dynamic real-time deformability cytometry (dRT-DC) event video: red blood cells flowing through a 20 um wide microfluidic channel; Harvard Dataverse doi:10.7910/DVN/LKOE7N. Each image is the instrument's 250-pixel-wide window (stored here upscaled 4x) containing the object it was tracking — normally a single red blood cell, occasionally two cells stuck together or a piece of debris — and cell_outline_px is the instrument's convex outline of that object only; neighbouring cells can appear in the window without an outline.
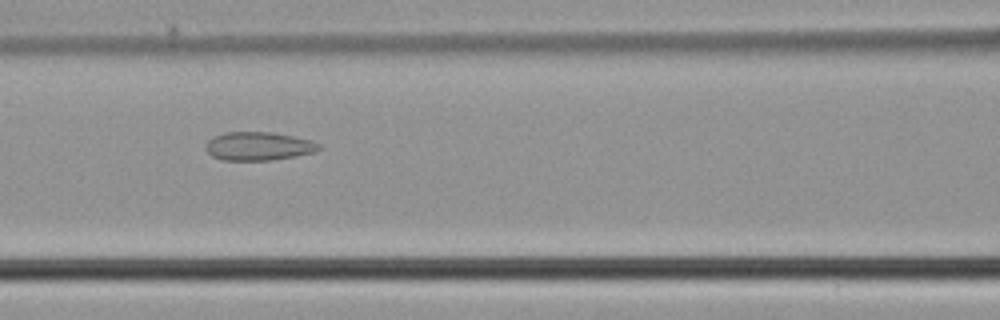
{"species": "common noctule bat (a hibernating species)", "species_latin": "Nyctalus noctula", "temperature_condition": "cold", "stored_images_in_passage": 50, "camera_frame_rate_fps": 3000, "um_per_image_px": 0.085, "animal": {"sex": "male", "body_mass_g": 21.5, "forearm_length_mm": 52.0}, "frame": {"image": 1, "passage_image": 22, "time_ms": 7.0, "image_size_px": [1000, 320], "cell_outline_px": [[320, 148], [316, 152], [296, 156], [272, 160], [224, 160], [212, 156], [204, 148], [204, 144], [212, 136], [224, 132], [272, 132], [292, 136], [308, 140], [320, 144]], "centroid_in_image_um": [21.92, 12.42], "position_along_channel_um": 144.7, "area_um2": 18.84}}
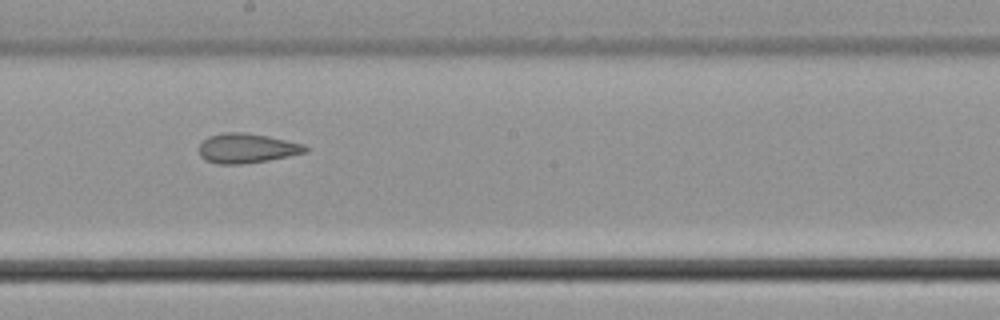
{"frame": {"image": 2, "passage_image": 28, "time_ms": 9.0, "image_size_px": [1000, 320], "cell_outline_px": [[308, 152], [268, 160], [240, 164], [216, 164], [200, 156], [200, 144], [208, 136], [224, 132], [244, 132], [268, 136], [304, 144], [308, 148]], "centroid_in_image_um": [20.99, 12.59], "position_along_channel_um": 227.2, "area_um2": 18.26}}
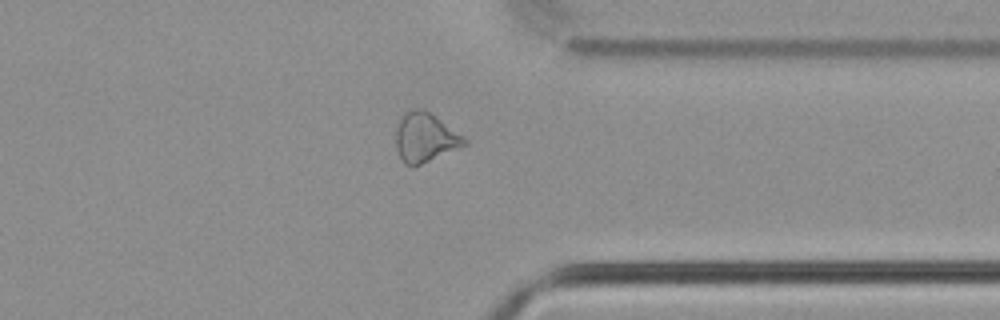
{"frame": {"image": 3, "passage_image": 39, "time_ms": 12.667, "image_size_px": [1000, 320], "cell_outline_px": [[468, 144], [412, 168], [404, 164], [400, 160], [396, 148], [396, 128], [404, 112], [412, 108], [424, 108], [464, 136], [468, 140]], "centroid_in_image_um": [36.12, 11.7], "position_along_channel_um": 375.3, "area_um2": 19.94}}